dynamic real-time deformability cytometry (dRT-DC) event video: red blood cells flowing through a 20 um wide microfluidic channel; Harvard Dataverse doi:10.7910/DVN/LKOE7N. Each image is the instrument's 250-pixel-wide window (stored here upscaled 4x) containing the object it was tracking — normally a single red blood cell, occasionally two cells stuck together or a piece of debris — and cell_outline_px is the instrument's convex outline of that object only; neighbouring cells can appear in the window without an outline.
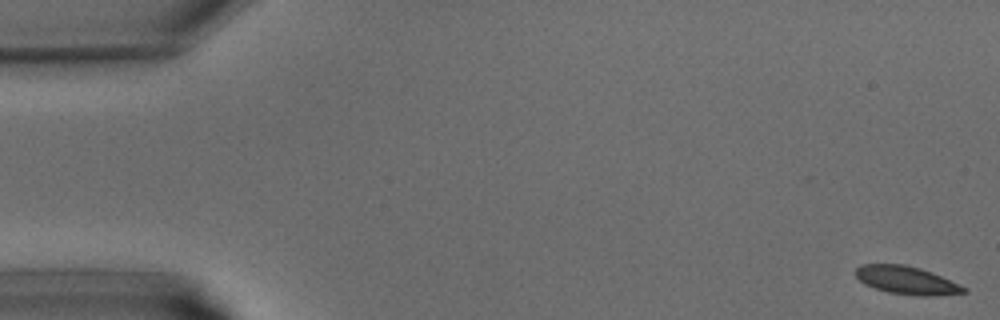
{"species": "common noctule bat (a hibernating species)", "species_latin": "Nyctalus noctula", "temperature_condition": "warm", "stored_images_in_passage": 41, "camera_frame_rate_fps": 3000, "um_per_image_px": 0.085, "animal": {"sex": "male", "body_mass_g": 15.6}, "frame": {"image": 1, "passage_image": 1, "time_ms": 0.0, "image_size_px": [1000, 320], "cell_outline_px": [[968, 292], [932, 296], [916, 296], [888, 292], [864, 284], [856, 276], [856, 268], [860, 264], [904, 264], [920, 268], [932, 272], [960, 284], [968, 288]], "centroid_in_image_um": [77.09, 23.82], "position_along_channel_um": 7.9, "area_um2": 17.74}}
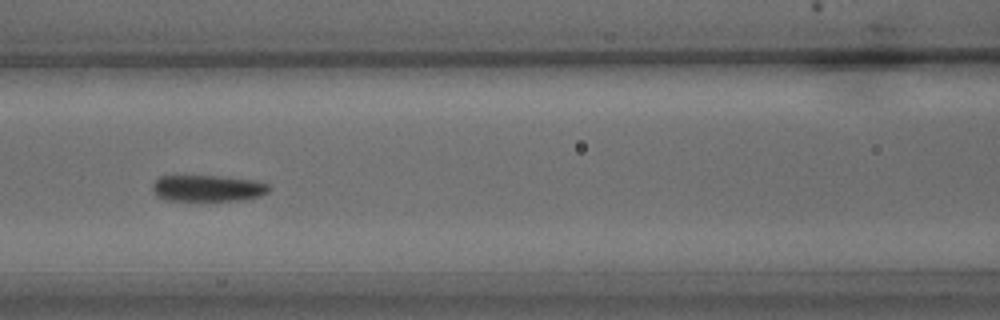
{"frame": {"image": 2, "passage_image": 18, "time_ms": 5.667, "image_size_px": [1000, 320], "cell_outline_px": [[268, 192], [260, 196], [244, 200], [164, 200], [156, 196], [152, 188], [152, 184], [160, 176], [216, 176], [252, 180], [268, 184]], "centroid_in_image_um": [17.62, 16.01], "position_along_channel_um": 149.0, "area_um2": 17.74}}
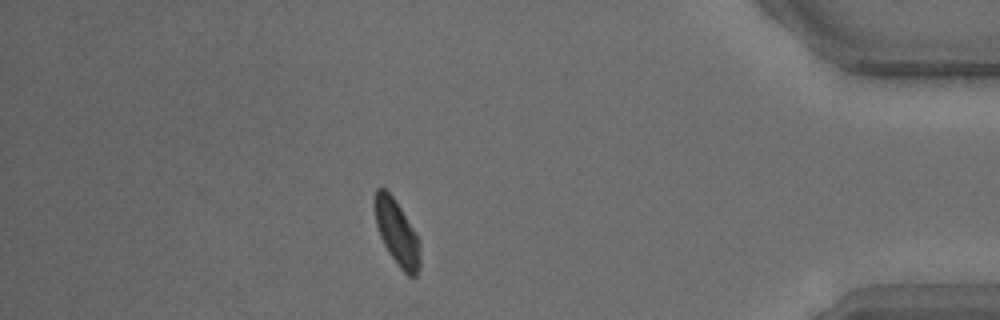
{"frame": {"image": 3, "passage_image": 36, "time_ms": 11.667, "image_size_px": [1000, 320], "cell_outline_px": [[420, 268], [416, 276], [408, 276], [400, 268], [384, 244], [380, 236], [376, 224], [372, 204], [372, 200], [376, 188], [384, 188], [392, 196], [416, 232], [420, 240]], "centroid_in_image_um": [33.73, 19.75], "position_along_channel_um": 401.5, "area_um2": 17.4}}